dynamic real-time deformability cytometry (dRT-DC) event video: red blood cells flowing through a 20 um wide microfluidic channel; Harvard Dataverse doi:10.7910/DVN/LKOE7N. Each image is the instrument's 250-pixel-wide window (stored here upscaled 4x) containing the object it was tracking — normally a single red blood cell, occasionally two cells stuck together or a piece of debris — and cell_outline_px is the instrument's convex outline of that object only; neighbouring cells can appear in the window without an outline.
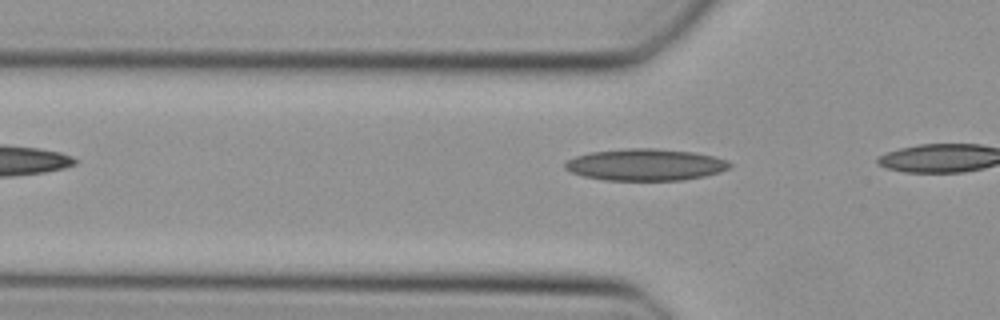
{"species": "Egyptian fruit bat (a non-hibernating species)", "species_latin": "Rousettus aegyptiacus", "temperature_condition": "cold", "stored_images_in_passage": 4, "camera_frame_rate_fps": 3000, "um_per_image_px": 0.085, "animal": {"sex": "female"}, "frame": {"image": 1, "passage_image": 2, "time_ms": 0.333, "image_size_px": [1000, 320], "cell_outline_px": [[732, 164], [728, 168], [720, 172], [704, 176], [680, 180], [604, 180], [584, 176], [572, 172], [564, 168], [564, 164], [568, 160], [576, 156], [592, 152], [628, 148], [656, 148], [692, 152], [712, 156], [724, 160]], "centroid_in_image_um": [54.84, 14.0], "position_along_channel_um": 71.0, "area_um2": 30.17}}